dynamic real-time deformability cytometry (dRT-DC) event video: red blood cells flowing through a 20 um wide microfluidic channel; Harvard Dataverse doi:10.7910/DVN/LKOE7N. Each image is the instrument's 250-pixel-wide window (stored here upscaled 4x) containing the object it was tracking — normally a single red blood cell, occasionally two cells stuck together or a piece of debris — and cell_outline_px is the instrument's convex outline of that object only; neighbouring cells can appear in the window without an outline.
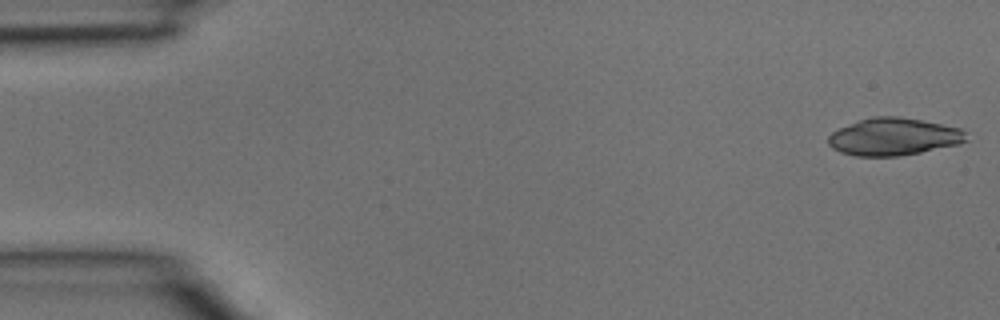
{"species": "common noctule bat (a hibernating species)", "species_latin": "Nyctalus noctula", "temperature_condition": "room temperature", "stored_images_in_passage": 39, "camera_frame_rate_fps": 3000, "um_per_image_px": 0.085, "animal": {"sex": "male", "body_mass_g": 15.6}, "frame": {"image": 1, "passage_image": 1, "time_ms": 0.0, "image_size_px": [1000, 320], "cell_outline_px": [[968, 140], [960, 144], [920, 152], [896, 156], [856, 156], [840, 152], [832, 148], [828, 144], [828, 136], [832, 132], [840, 128], [860, 120], [872, 116], [900, 116], [960, 128], [964, 132]], "centroid_in_image_um": [75.95, 11.62], "position_along_channel_um": 9.1, "area_um2": 29.88}}